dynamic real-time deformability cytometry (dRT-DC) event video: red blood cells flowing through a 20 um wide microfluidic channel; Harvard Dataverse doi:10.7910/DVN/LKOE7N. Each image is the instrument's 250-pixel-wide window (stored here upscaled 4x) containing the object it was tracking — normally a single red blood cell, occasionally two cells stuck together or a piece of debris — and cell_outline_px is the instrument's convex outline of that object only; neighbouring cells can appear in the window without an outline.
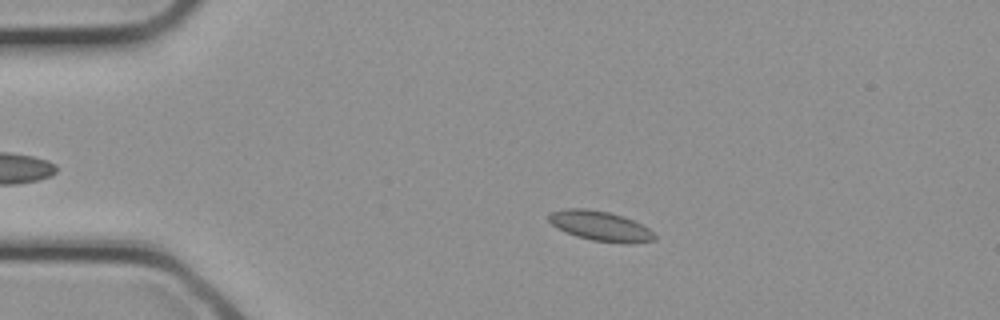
{"species": "common noctule bat (a hibernating species)", "species_latin": "Nyctalus noctula", "temperature_condition": "cold", "stored_images_in_passage": 13, "camera_frame_rate_fps": 3000, "um_per_image_px": 0.085, "animal": {"sex": "female", "body_mass_g": 21.9}, "frame": {"image": 1, "passage_image": 6, "time_ms": 1.667, "image_size_px": [1000, 320], "cell_outline_px": [[656, 240], [628, 244], [620, 244], [592, 240], [576, 236], [564, 232], [552, 224], [548, 220], [548, 216], [552, 212], [568, 208], [588, 208], [608, 212], [624, 216], [648, 228], [656, 236]], "centroid_in_image_um": [51.04, 19.22], "position_along_channel_um": 34.0, "area_um2": 18.5}}
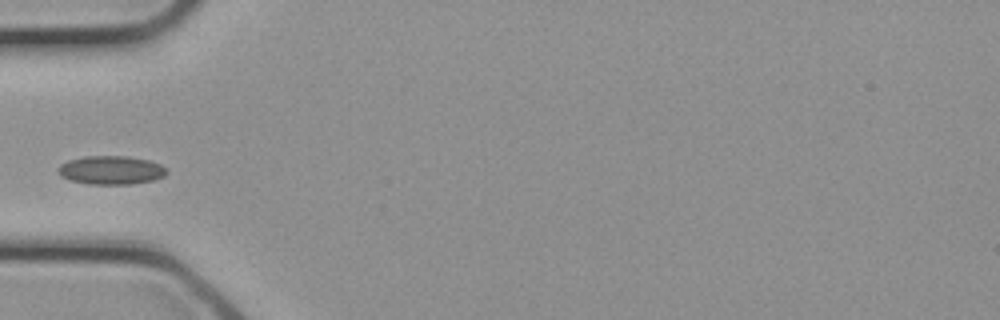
{"frame": {"image": 2, "passage_image": 10, "time_ms": 3.0, "image_size_px": [1000, 320], "cell_outline_px": [[168, 172], [164, 176], [156, 180], [132, 184], [88, 184], [72, 180], [60, 176], [56, 172], [56, 168], [60, 164], [68, 160], [84, 156], [128, 156], [148, 160], [160, 164], [168, 168]], "centroid_in_image_um": [9.44, 14.46], "position_along_channel_um": 75.6, "area_um2": 18.38}}
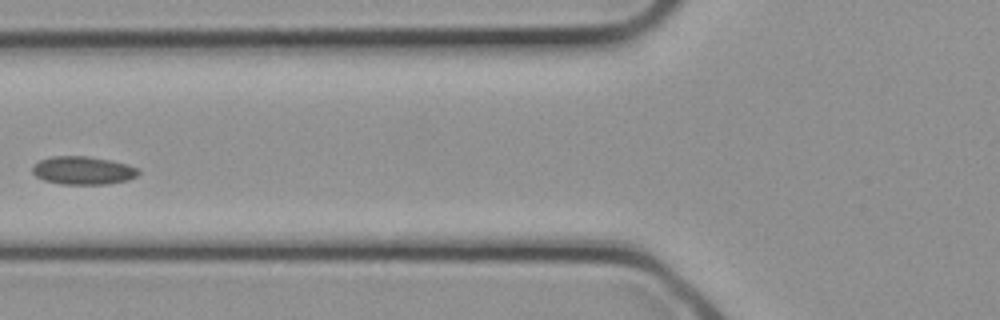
{"frame": {"image": 3, "passage_image": 12, "time_ms": 3.667, "image_size_px": [1000, 320], "cell_outline_px": [[140, 172], [136, 176], [128, 180], [108, 184], [60, 184], [44, 180], [36, 176], [32, 172], [32, 164], [40, 160], [52, 156], [88, 156], [112, 160], [128, 164], [140, 168]], "centroid_in_image_um": [7.07, 14.48], "position_along_channel_um": 118.7, "area_um2": 17.63}}